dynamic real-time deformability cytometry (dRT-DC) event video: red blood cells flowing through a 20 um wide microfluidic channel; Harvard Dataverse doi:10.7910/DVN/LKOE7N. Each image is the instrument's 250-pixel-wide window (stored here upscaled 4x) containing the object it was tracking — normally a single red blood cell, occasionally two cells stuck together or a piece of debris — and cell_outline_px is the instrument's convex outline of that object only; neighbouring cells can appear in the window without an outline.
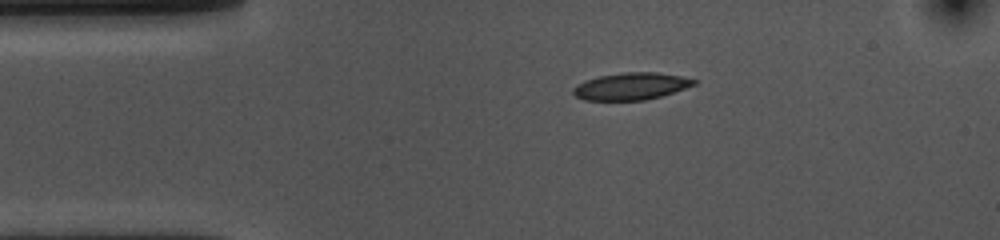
{"species": "common noctule bat (a hibernating species)", "species_latin": "Nyctalus noctula", "temperature_condition": "cold", "stored_images_in_passage": 46, "camera_frame_rate_fps": 3000, "um_per_image_px": 0.085, "animal": {"sex": "female", "body_mass_g": 10.0, "forearm_length_mm": 53.1}, "frame": {"image": 1, "passage_image": 1, "time_ms": 0.0, "image_size_px": [1000, 240], "cell_outline_px": [[696, 84], [660, 96], [644, 100], [584, 100], [576, 96], [572, 92], [572, 88], [588, 80], [600, 76], [624, 72], [656, 72], [680, 76], [696, 80]], "centroid_in_image_um": [53.63, 7.33], "position_along_channel_um": 31.4, "area_um2": 18.67}}
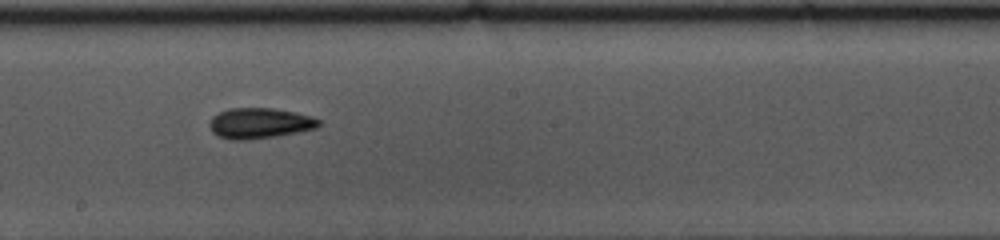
{"frame": {"image": 2, "passage_image": 20, "time_ms": 6.333, "image_size_px": [1000, 240], "cell_outline_px": [[320, 124], [316, 128], [276, 136], [248, 140], [232, 140], [216, 136], [212, 132], [208, 124], [212, 116], [228, 108], [272, 108], [296, 112], [312, 116], [320, 120]], "centroid_in_image_um": [22.03, 10.47], "position_along_channel_um": 226.2, "area_um2": 19.59}}
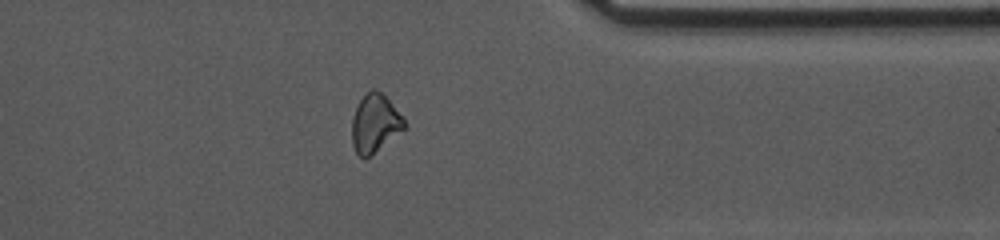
{"frame": {"image": 3, "passage_image": 34, "time_ms": 11.0, "image_size_px": [1000, 240], "cell_outline_px": [[408, 124], [404, 128], [364, 160], [356, 152], [352, 144], [352, 120], [356, 108], [360, 100], [372, 88], [376, 88], [388, 100]], "centroid_in_image_um": [31.84, 10.49], "position_along_channel_um": 379.6, "area_um2": 17.22}, "authors_computed_cell_mechanics": {"area_um2": 18.7561, "velocity_mm_per_s": 3.5892, "shape_relaxation_time_tau1_ms": 5.3901, "shape_relaxation_time_tau2_ms": 5.0008, "deformation_change_tau1": 0.1327, "deformation_change_tau2": 0.1089}}